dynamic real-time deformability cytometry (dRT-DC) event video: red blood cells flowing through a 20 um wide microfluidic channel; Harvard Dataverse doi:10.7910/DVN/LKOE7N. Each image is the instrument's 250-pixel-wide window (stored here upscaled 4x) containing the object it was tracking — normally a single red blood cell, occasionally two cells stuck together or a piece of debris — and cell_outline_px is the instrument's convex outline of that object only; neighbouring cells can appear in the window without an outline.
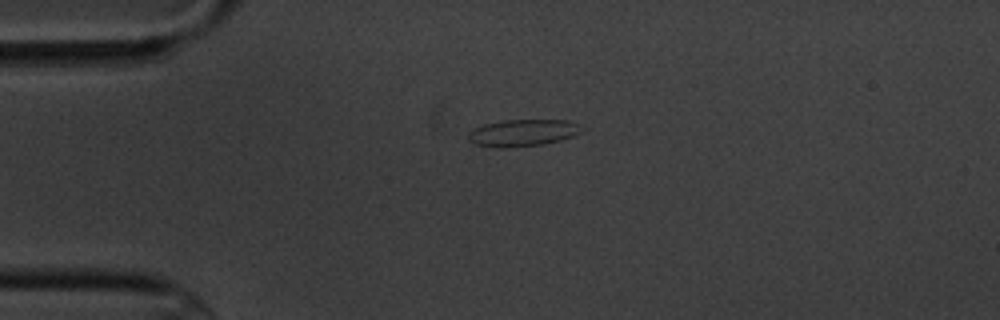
{"species": "common noctule bat (a hibernating species)", "species_latin": "Nyctalus noctula", "temperature_condition": "cold", "stored_images_in_passage": 3, "camera_frame_rate_fps": 3000, "um_per_image_px": 0.085, "animal": {"sex": "male", "body_mass_g": 20.1, "forearm_length_mm": 53.5}, "frame": {"image": 1, "passage_image": 3, "time_ms": 3.333, "image_size_px": [1000, 320], "cell_outline_px": [[584, 128], [580, 132], [572, 136], [560, 140], [544, 144], [504, 148], [496, 148], [476, 144], [468, 140], [468, 132], [484, 124], [504, 120], [568, 120]], "centroid_in_image_um": [44.41, 11.29], "position_along_channel_um": 40.6, "area_um2": 17.69}}